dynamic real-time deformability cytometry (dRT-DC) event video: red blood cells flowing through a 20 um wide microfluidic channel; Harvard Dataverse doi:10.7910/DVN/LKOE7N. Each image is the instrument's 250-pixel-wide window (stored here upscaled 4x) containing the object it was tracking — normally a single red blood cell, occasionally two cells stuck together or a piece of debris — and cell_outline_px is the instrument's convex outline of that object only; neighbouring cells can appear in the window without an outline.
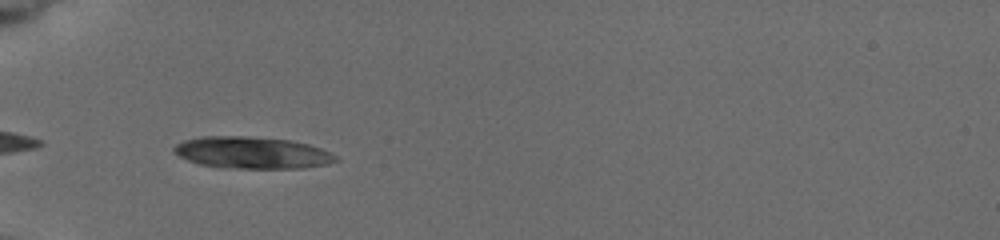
{"species": "common noctule bat (a hibernating species)", "species_latin": "Nyctalus noctula", "temperature_condition": "cold", "stored_images_in_passage": 28, "camera_frame_rate_fps": 3000, "um_per_image_px": 0.085, "animal": {"sex": "female", "body_mass_g": 19.5, "forearm_length_mm": 54.1}, "frame": {"image": 1, "passage_image": 2, "time_ms": 0.333, "image_size_px": [1000, 240], "cell_outline_px": [[340, 160], [328, 164], [304, 168], [224, 168], [200, 164], [188, 160], [172, 152], [172, 148], [176, 144], [184, 140], [200, 136], [244, 136], [288, 140], [308, 144], [320, 148], [336, 156]], "centroid_in_image_um": [21.4, 12.98], "position_along_channel_um": 63.6, "area_um2": 30.0}}